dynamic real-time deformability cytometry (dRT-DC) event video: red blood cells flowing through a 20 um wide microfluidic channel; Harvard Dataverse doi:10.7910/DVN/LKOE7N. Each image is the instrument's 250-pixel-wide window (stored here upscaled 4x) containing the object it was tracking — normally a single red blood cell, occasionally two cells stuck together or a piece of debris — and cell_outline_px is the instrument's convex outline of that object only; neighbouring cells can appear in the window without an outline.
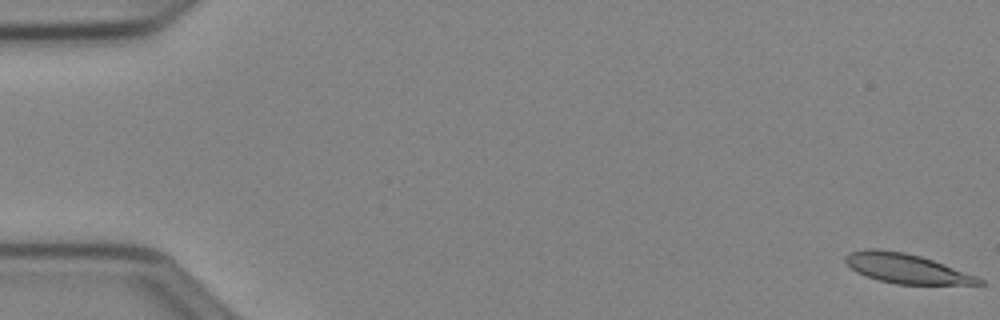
{"species": "Egyptian fruit bat (a non-hibernating species)", "species_latin": "Rousettus aegyptiacus", "temperature_condition": "cold", "stored_images_in_passage": 53, "camera_frame_rate_fps": 3000, "um_per_image_px": 0.085, "animal": {"sex": "female"}, "frame": {"image": 1, "passage_image": 1, "time_ms": 0.0, "image_size_px": [1000, 320], "cell_outline_px": [[984, 284], [896, 284], [864, 276], [856, 272], [844, 260], [844, 256], [848, 252], [868, 248], [880, 248], [904, 252], [920, 256], [944, 264], [976, 276], [984, 280]], "centroid_in_image_um": [76.98, 22.8], "position_along_channel_um": 8.0, "area_um2": 22.95}}
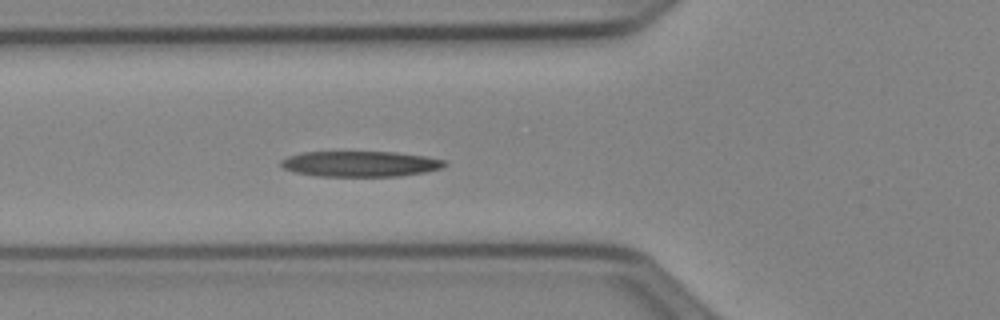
{"frame": {"image": 2, "passage_image": 20, "time_ms": 6.333, "image_size_px": [1000, 320], "cell_outline_px": [[448, 164], [440, 168], [424, 172], [400, 176], [316, 176], [296, 172], [284, 168], [280, 164], [280, 160], [288, 156], [304, 152], [396, 152], [424, 156], [444, 160]], "centroid_in_image_um": [30.61, 13.93], "position_along_channel_um": 95.2, "area_um2": 24.28}}
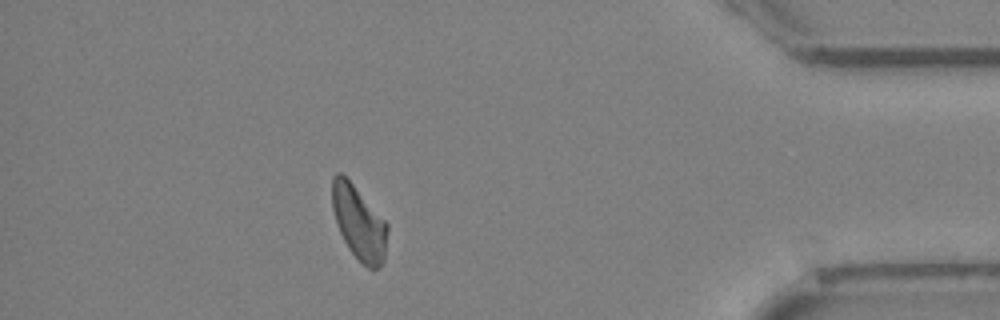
{"frame": {"image": 3, "passage_image": 47, "time_ms": 15.333, "image_size_px": [1000, 320], "cell_outline_px": [[388, 228], [384, 260], [376, 268], [368, 268], [348, 248], [340, 232], [332, 208], [332, 176], [336, 172], [340, 172], [352, 184], [388, 224]], "centroid_in_image_um": [30.5, 18.92], "position_along_channel_um": 404.7, "area_um2": 23.18}, "authors_computed_cell_mechanics": {"area_um2": 24.276, "velocity_mm_per_s": 3.9148, "shape_relaxation_time_tau1_ms": 10.9358, "shape_relaxation_time_tau2_ms": null, "deformation_change_tau1": 0.2181, "deformation_change_tau2": null}}